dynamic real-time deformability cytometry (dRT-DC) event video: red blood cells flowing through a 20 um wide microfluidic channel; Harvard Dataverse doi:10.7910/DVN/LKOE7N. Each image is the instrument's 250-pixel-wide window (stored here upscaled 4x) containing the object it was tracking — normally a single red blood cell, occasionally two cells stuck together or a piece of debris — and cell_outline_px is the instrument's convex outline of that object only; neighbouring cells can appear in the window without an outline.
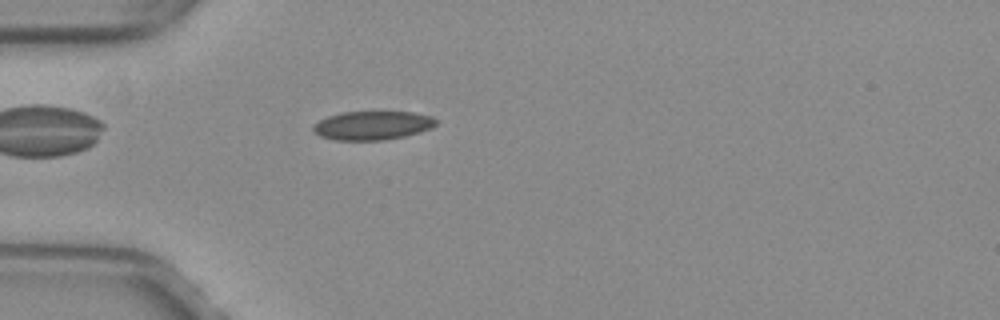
{"species": "common noctule bat (a hibernating species)", "species_latin": "Nyctalus noctula", "temperature_condition": "warm", "stored_images_in_passage": 41, "camera_frame_rate_fps": 3000, "um_per_image_px": 0.085, "animal": {"sex": "female", "body_mass_g": 29.2, "forearm_length_mm": 56.3}, "frame": {"image": 1, "passage_image": 5, "time_ms": 1.333, "image_size_px": [1000, 320], "cell_outline_px": [[436, 124], [432, 128], [420, 132], [404, 136], [384, 140], [336, 140], [320, 136], [312, 128], [312, 124], [328, 116], [340, 112], [412, 112], [432, 116], [436, 120]], "centroid_in_image_um": [31.66, 10.66], "position_along_channel_um": 53.3, "area_um2": 20.58}}
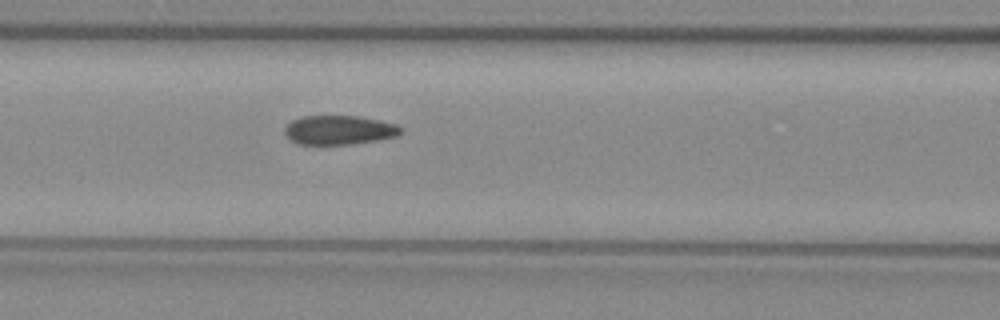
{"frame": {"image": 2, "passage_image": 12, "time_ms": 3.667, "image_size_px": [1000, 320], "cell_outline_px": [[404, 128], [396, 136], [376, 140], [352, 144], [300, 144], [292, 140], [284, 132], [284, 128], [292, 120], [300, 116], [360, 116], [380, 120], [396, 124]], "centroid_in_image_um": [28.84, 11.04], "position_along_channel_um": 137.8, "area_um2": 19.65}}
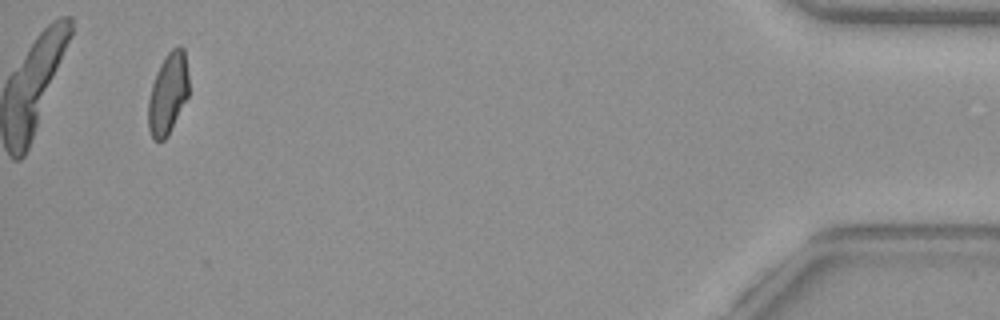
{"frame": {"image": 3, "passage_image": 39, "time_ms": 12.667, "image_size_px": [1000, 320], "cell_outline_px": [[188, 96], [168, 136], [164, 140], [152, 140], [148, 128], [148, 100], [152, 84], [160, 64], [168, 52], [172, 48], [180, 44], [184, 48], [188, 76]], "centroid_in_image_um": [14.27, 7.96], "position_along_channel_um": 420.9, "area_um2": 19.25}, "authors_computed_cell_mechanics": {"area_um2": 20.3456, "velocity_mm_per_s": 4.0251, "shape_relaxation_time_tau1_ms": null, "shape_relaxation_time_tau2_ms": 1.5676, "deformation_change_tau1": null, "deformation_change_tau2": 0.0566}}